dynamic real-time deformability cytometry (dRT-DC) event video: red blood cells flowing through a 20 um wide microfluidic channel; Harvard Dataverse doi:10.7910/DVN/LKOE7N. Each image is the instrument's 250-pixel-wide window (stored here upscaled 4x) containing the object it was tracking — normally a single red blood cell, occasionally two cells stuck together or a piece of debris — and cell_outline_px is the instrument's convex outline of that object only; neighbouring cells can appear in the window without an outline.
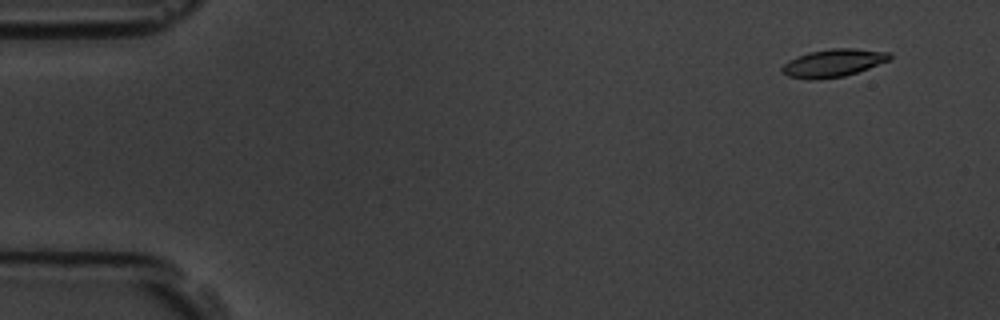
{"species": "common noctule bat (a hibernating species)", "species_latin": "Nyctalus noctula", "temperature_condition": "room temperature", "stored_images_in_passage": 9, "camera_frame_rate_fps": 3000, "um_per_image_px": 0.085, "animal": {"sex": "male", "body_mass_g": 19.5, "forearm_length_mm": 54.6}, "frame": {"image": 1, "passage_image": 1, "time_ms": 0.0, "image_size_px": [1000, 320], "cell_outline_px": [[892, 56], [888, 60], [868, 68], [844, 76], [816, 80], [808, 80], [788, 76], [780, 72], [780, 68], [788, 60], [808, 52], [832, 48], [852, 48], [892, 52]], "centroid_in_image_um": [70.78, 5.35], "position_along_channel_um": 14.2, "area_um2": 17.51}}
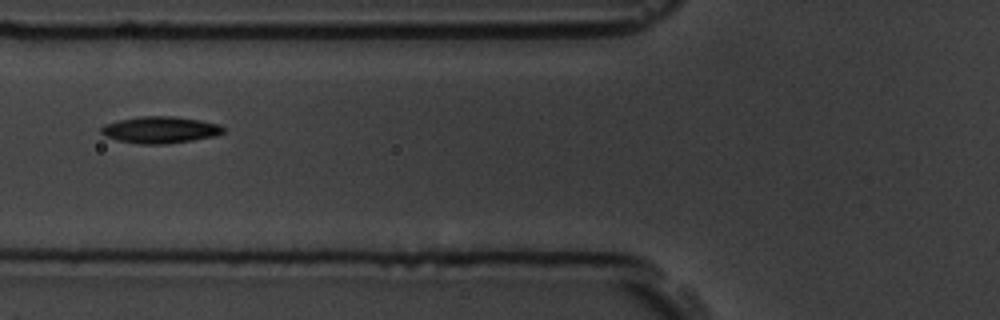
{"frame": {"image": 2, "passage_image": 6, "time_ms": 5.667, "image_size_px": [1000, 320], "cell_outline_px": [[224, 132], [216, 136], [192, 140], [164, 144], [140, 144], [116, 140], [104, 136], [100, 132], [100, 128], [104, 124], [116, 120], [140, 116], [172, 116], [200, 120], [220, 124], [224, 128]], "centroid_in_image_um": [13.58, 11.03], "position_along_channel_um": 112.2, "area_um2": 19.19}}
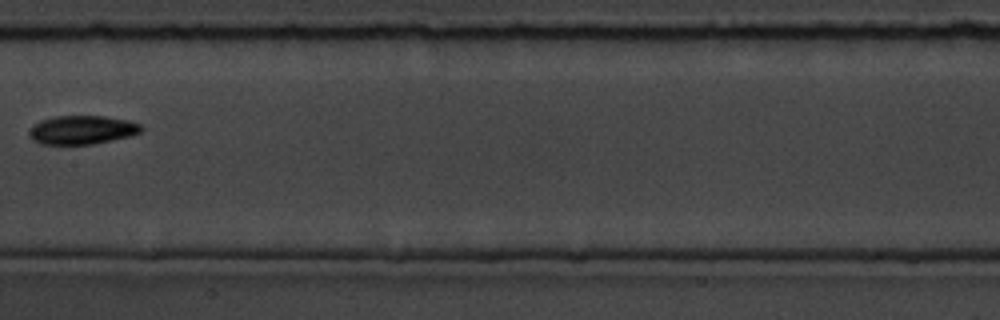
{"frame": {"image": 3, "passage_image": 8, "time_ms": 8.0, "image_size_px": [1000, 320], "cell_outline_px": [[144, 128], [140, 132], [132, 136], [92, 144], [40, 144], [32, 140], [28, 132], [32, 124], [40, 120], [56, 116], [104, 116], [128, 120], [140, 124]], "centroid_in_image_um": [6.96, 11.04], "position_along_channel_um": 200.4, "area_um2": 18.9}}